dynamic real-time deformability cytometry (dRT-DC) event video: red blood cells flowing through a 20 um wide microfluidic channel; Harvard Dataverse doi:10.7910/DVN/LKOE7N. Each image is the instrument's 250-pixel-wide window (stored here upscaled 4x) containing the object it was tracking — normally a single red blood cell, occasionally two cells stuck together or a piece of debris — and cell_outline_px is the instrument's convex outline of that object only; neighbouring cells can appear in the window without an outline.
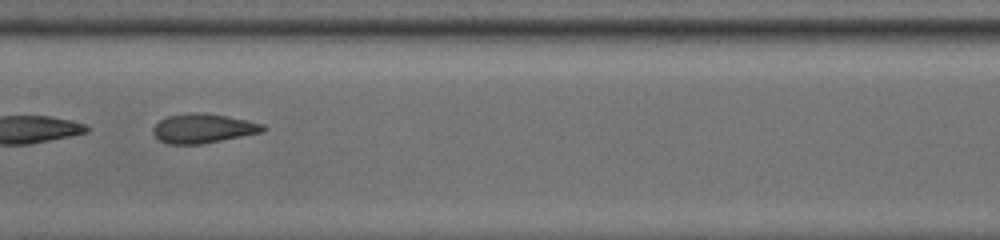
{"species": "common noctule bat (a hibernating species)", "species_latin": "Nyctalus noctula", "temperature_condition": "room temperature", "stored_images_in_passage": 39, "camera_frame_rate_fps": 3000, "um_per_image_px": 0.085, "animal": {"sex": "male", "body_mass_g": 13.0, "forearm_length_mm": 53.1}, "frame": {"image": 1, "passage_image": 28, "time_ms": 9.0, "image_size_px": [1000, 240], "cell_outline_px": [[268, 128], [264, 132], [200, 144], [168, 144], [160, 140], [152, 132], [152, 128], [160, 120], [168, 116], [188, 112], [196, 112], [224, 116], [248, 120], [264, 124]], "centroid_in_image_um": [17.28, 10.91], "position_along_channel_um": 190.1, "area_um2": 18.73}}